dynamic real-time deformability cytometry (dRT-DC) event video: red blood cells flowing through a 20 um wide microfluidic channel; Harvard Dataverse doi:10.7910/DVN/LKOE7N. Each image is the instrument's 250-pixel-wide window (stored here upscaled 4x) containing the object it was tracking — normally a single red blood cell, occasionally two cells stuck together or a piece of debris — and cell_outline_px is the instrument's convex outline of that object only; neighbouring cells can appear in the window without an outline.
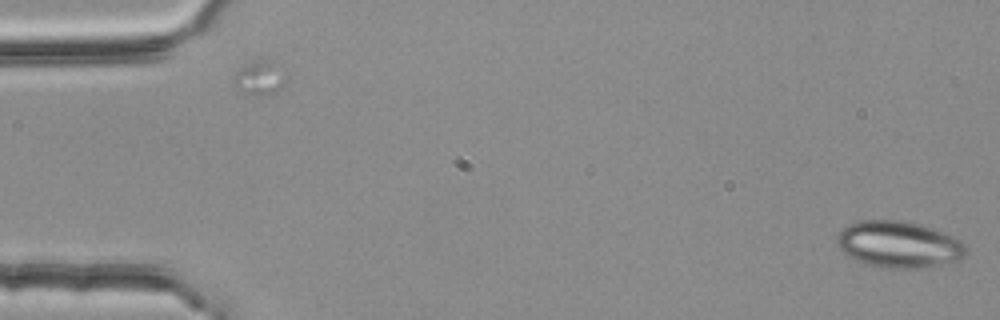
{"species": "common noctule bat (a hibernating species)", "species_latin": "Nyctalus noctula", "temperature_condition": "room temperature", "stored_images_in_passage": 3, "camera_frame_rate_fps": 3000, "um_per_image_px": 0.085, "animal": {"sex": "female", "body_mass_g": 25.1}, "frame": {"image": 1, "passage_image": 3, "time_ms": 0.667, "image_size_px": [1000, 320], "cell_outline_px": [[968, 252], [964, 256], [940, 264], [924, 268], [880, 268], [864, 264], [848, 256], [836, 244], [836, 236], [848, 224], [860, 220], [904, 220], [920, 224], [932, 228], [960, 240], [968, 248]], "centroid_in_image_um": [76.35, 20.77], "position_along_channel_um": 8.6, "area_um2": 35.03}}